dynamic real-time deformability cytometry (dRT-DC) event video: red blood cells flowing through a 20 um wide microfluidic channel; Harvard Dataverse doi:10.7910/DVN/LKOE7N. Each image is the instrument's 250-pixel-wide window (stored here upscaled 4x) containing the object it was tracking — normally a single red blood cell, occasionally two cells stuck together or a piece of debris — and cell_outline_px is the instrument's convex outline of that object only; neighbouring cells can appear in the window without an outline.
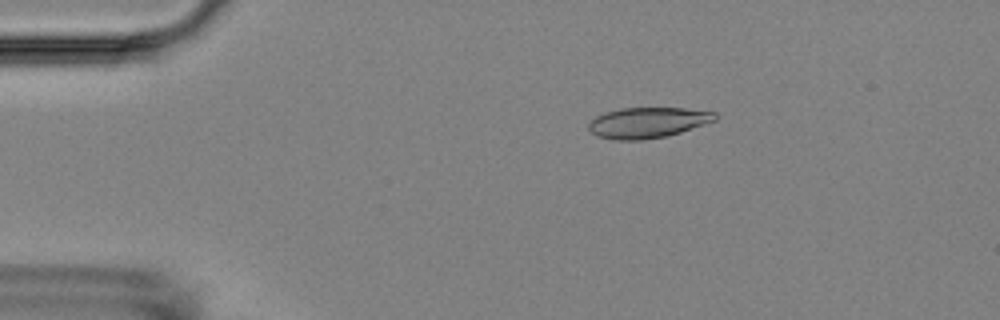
{"species": "Egyptian fruit bat (a non-hibernating species)", "species_latin": "Rousettus aegyptiacus", "temperature_condition": "room temperature", "stored_images_in_passage": 4, "camera_frame_rate_fps": 3000, "um_per_image_px": 0.085, "animal": {"sex": "female"}, "frame": {"image": 1, "passage_image": 3, "time_ms": 2.333, "image_size_px": [1000, 320], "cell_outline_px": [[716, 120], [668, 136], [640, 140], [612, 140], [596, 136], [588, 128], [588, 124], [596, 116], [604, 112], [620, 108], [684, 108], [716, 112]], "centroid_in_image_um": [55.02, 10.42], "position_along_channel_um": 30.0, "area_um2": 22.6}}